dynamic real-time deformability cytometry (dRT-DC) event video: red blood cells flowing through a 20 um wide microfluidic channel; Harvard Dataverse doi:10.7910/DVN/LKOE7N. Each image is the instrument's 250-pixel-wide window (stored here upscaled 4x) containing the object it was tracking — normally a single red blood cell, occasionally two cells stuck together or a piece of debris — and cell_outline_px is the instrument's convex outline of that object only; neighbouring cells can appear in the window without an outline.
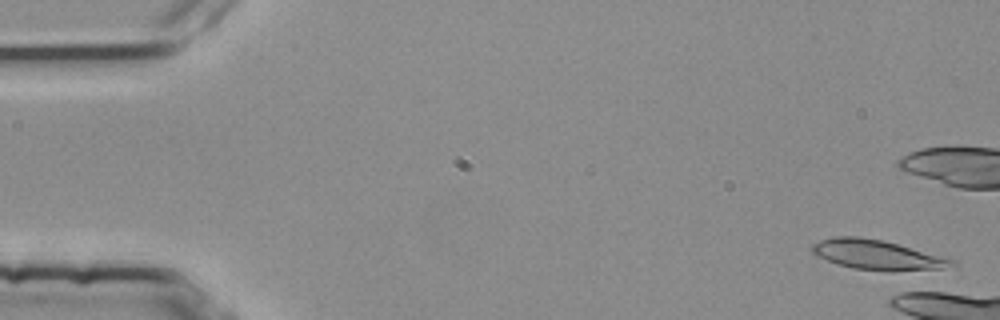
{"species": "common noctule bat (a hibernating species)", "species_latin": "Nyctalus noctula", "temperature_condition": "room temperature", "stored_images_in_passage": 1, "camera_frame_rate_fps": 3000, "um_per_image_px": 0.085, "animal": {"sex": "female", "body_mass_g": 25.1}, "frame": {"image": 1, "passage_image": 1, "time_ms": 0.0, "image_size_px": [1000, 320], "cell_outline_px": [[956, 264], [940, 268], [852, 268], [836, 264], [816, 256], [812, 252], [812, 244], [820, 240], [832, 236], [860, 236], [884, 240], [956, 260]], "centroid_in_image_um": [74.42, 21.59], "position_along_channel_um": 10.6, "area_um2": 23.12}}